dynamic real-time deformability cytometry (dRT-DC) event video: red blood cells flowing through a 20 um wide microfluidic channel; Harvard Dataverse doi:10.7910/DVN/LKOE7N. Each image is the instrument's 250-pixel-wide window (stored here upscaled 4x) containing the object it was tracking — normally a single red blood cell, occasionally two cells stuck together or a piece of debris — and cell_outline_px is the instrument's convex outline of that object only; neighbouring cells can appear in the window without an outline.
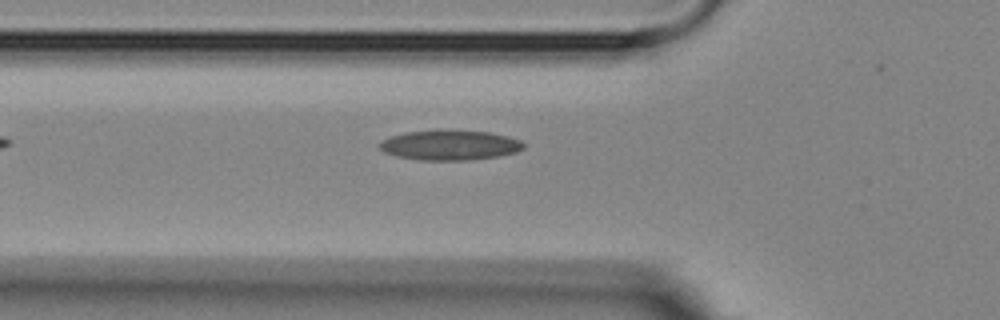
{"species": "Egyptian fruit bat (a non-hibernating species)", "species_latin": "Rousettus aegyptiacus", "temperature_condition": "room temperature", "stored_images_in_passage": 4, "camera_frame_rate_fps": 3000, "um_per_image_px": 0.085, "animal": {"sex": "female"}, "frame": {"image": 1, "passage_image": 4, "time_ms": 4.333, "image_size_px": [1000, 320], "cell_outline_px": [[524, 148], [516, 152], [500, 156], [472, 160], [420, 160], [396, 156], [384, 152], [376, 144], [392, 136], [404, 132], [448, 128], [488, 132], [508, 136], [520, 140], [524, 144]], "centroid_in_image_um": [38.24, 12.31], "position_along_channel_um": 87.6, "area_um2": 25.72}}